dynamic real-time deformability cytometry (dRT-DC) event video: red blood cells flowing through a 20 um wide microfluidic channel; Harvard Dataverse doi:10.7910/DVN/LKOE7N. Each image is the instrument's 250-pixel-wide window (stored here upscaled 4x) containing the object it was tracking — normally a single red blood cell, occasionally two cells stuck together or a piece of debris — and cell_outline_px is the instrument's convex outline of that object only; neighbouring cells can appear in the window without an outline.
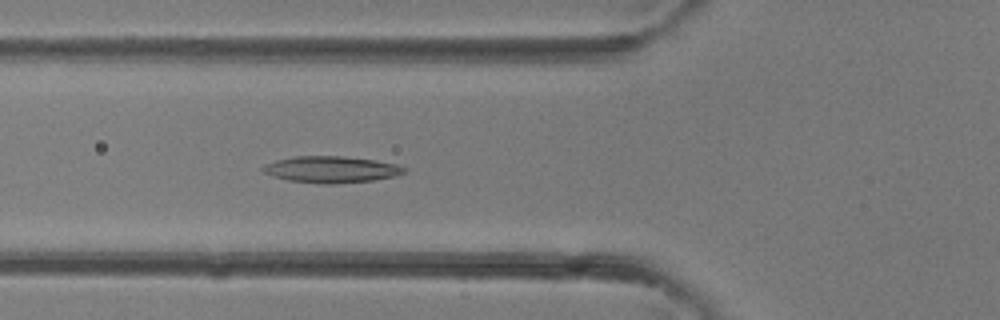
{"species": "common noctule bat (a hibernating species)", "species_latin": "Nyctalus noctula", "temperature_condition": "room temperature", "stored_images_in_passage": 27, "camera_frame_rate_fps": 3000, "um_per_image_px": 0.085, "animal": {"sex": "female"}, "frame": {"image": 1, "passage_image": 6, "time_ms": 1.667, "image_size_px": [1000, 320], "cell_outline_px": [[408, 168], [404, 172], [396, 176], [376, 180], [332, 184], [324, 184], [288, 180], [272, 176], [264, 172], [260, 168], [264, 164], [276, 160], [296, 156], [344, 156], [376, 160], [396, 164]], "centroid_in_image_um": [28.16, 14.4], "position_along_channel_um": 97.6, "area_um2": 21.96}}
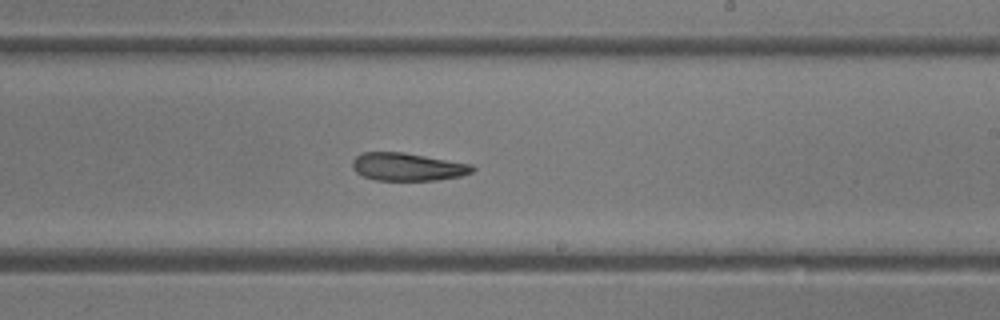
{"frame": {"image": 2, "passage_image": 15, "time_ms": 4.667, "image_size_px": [1000, 320], "cell_outline_px": [[476, 168], [472, 172], [460, 176], [436, 180], [376, 180], [364, 176], [356, 172], [352, 168], [352, 160], [356, 156], [364, 152], [404, 152], [472, 164]], "centroid_in_image_um": [34.64, 14.17], "position_along_channel_um": 254.4, "area_um2": 19.48}}
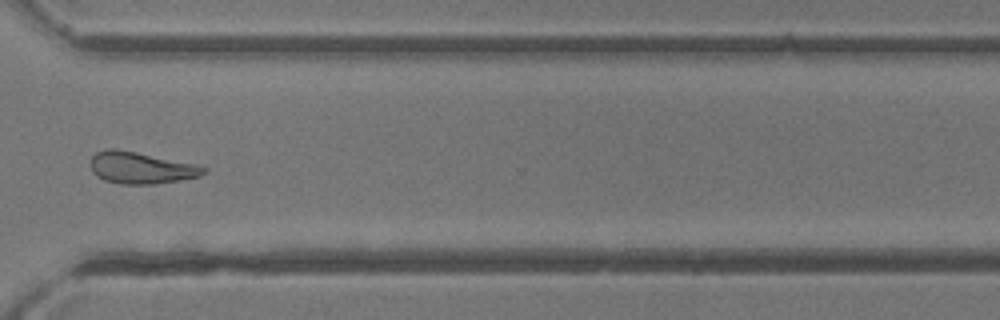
{"frame": {"image": 3, "passage_image": 21, "time_ms": 6.667, "image_size_px": [1000, 320], "cell_outline_px": [[208, 172], [200, 176], [180, 180], [156, 184], [120, 184], [104, 180], [96, 176], [92, 172], [88, 164], [92, 156], [96, 152], [108, 148], [116, 148], [196, 164], [208, 168]], "centroid_in_image_um": [11.96, 14.26], "position_along_channel_um": 358.6, "area_um2": 21.21}}